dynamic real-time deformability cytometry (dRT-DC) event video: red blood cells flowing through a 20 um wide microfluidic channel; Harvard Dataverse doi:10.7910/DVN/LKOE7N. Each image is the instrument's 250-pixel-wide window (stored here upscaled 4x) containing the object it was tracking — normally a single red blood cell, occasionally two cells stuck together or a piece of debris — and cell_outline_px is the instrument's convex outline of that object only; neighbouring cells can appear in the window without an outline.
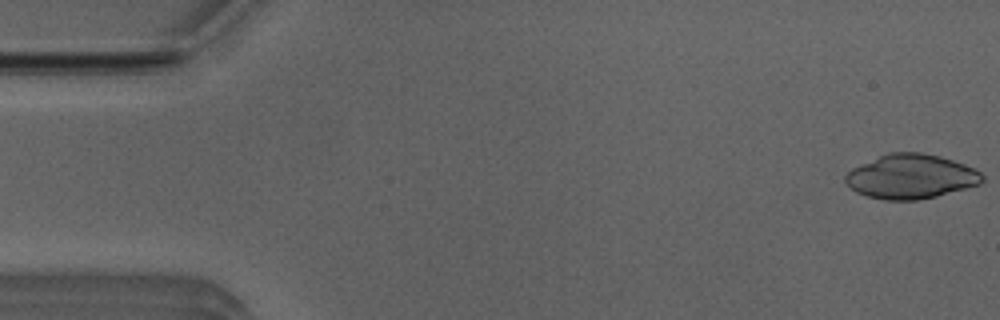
{"species": "Egyptian fruit bat (a non-hibernating species)", "species_latin": "Rousettus aegyptiacus", "temperature_condition": "room temperature", "stored_images_in_passage": 17, "camera_frame_rate_fps": 3000, "um_per_image_px": 0.085, "animal": {"sex": "male"}, "frame": {"image": 1, "passage_image": 1, "time_ms": 0.0, "image_size_px": [1000, 320], "cell_outline_px": [[984, 180], [980, 184], [936, 196], [916, 200], [884, 200], [868, 196], [856, 192], [844, 180], [844, 176], [852, 168], [888, 152], [920, 152], [940, 156], [964, 164], [980, 172], [984, 176]], "centroid_in_image_um": [77.42, 15.0], "position_along_channel_um": 7.6, "area_um2": 35.2}}